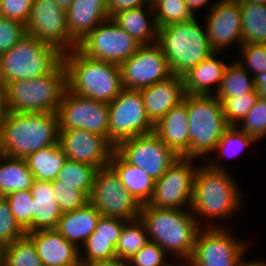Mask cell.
<instances>
[{
    "mask_svg": "<svg viewBox=\"0 0 266 266\" xmlns=\"http://www.w3.org/2000/svg\"><path fill=\"white\" fill-rule=\"evenodd\" d=\"M4 266H43L35 244L27 234L5 246Z\"/></svg>",
    "mask_w": 266,
    "mask_h": 266,
    "instance_id": "cell-37",
    "label": "cell"
},
{
    "mask_svg": "<svg viewBox=\"0 0 266 266\" xmlns=\"http://www.w3.org/2000/svg\"><path fill=\"white\" fill-rule=\"evenodd\" d=\"M194 160L198 159L179 157L155 181L154 192L147 205L166 209H191L194 176L199 166Z\"/></svg>",
    "mask_w": 266,
    "mask_h": 266,
    "instance_id": "cell-12",
    "label": "cell"
},
{
    "mask_svg": "<svg viewBox=\"0 0 266 266\" xmlns=\"http://www.w3.org/2000/svg\"><path fill=\"white\" fill-rule=\"evenodd\" d=\"M123 88L140 90L172 75L161 47L140 45L136 52L120 64Z\"/></svg>",
    "mask_w": 266,
    "mask_h": 266,
    "instance_id": "cell-17",
    "label": "cell"
},
{
    "mask_svg": "<svg viewBox=\"0 0 266 266\" xmlns=\"http://www.w3.org/2000/svg\"><path fill=\"white\" fill-rule=\"evenodd\" d=\"M187 111L190 158L207 160L229 127L222 103L213 95H187Z\"/></svg>",
    "mask_w": 266,
    "mask_h": 266,
    "instance_id": "cell-8",
    "label": "cell"
},
{
    "mask_svg": "<svg viewBox=\"0 0 266 266\" xmlns=\"http://www.w3.org/2000/svg\"><path fill=\"white\" fill-rule=\"evenodd\" d=\"M247 135L257 141L266 137V99L258 97L246 117L237 125Z\"/></svg>",
    "mask_w": 266,
    "mask_h": 266,
    "instance_id": "cell-40",
    "label": "cell"
},
{
    "mask_svg": "<svg viewBox=\"0 0 266 266\" xmlns=\"http://www.w3.org/2000/svg\"><path fill=\"white\" fill-rule=\"evenodd\" d=\"M35 178L25 159L0 154V196L30 190Z\"/></svg>",
    "mask_w": 266,
    "mask_h": 266,
    "instance_id": "cell-29",
    "label": "cell"
},
{
    "mask_svg": "<svg viewBox=\"0 0 266 266\" xmlns=\"http://www.w3.org/2000/svg\"><path fill=\"white\" fill-rule=\"evenodd\" d=\"M139 218L149 241L157 243L172 258L192 257L201 227L191 209H166L142 205Z\"/></svg>",
    "mask_w": 266,
    "mask_h": 266,
    "instance_id": "cell-3",
    "label": "cell"
},
{
    "mask_svg": "<svg viewBox=\"0 0 266 266\" xmlns=\"http://www.w3.org/2000/svg\"><path fill=\"white\" fill-rule=\"evenodd\" d=\"M63 266H83V264H68V265H63Z\"/></svg>",
    "mask_w": 266,
    "mask_h": 266,
    "instance_id": "cell-60",
    "label": "cell"
},
{
    "mask_svg": "<svg viewBox=\"0 0 266 266\" xmlns=\"http://www.w3.org/2000/svg\"><path fill=\"white\" fill-rule=\"evenodd\" d=\"M254 85L258 97L266 99V72L254 76Z\"/></svg>",
    "mask_w": 266,
    "mask_h": 266,
    "instance_id": "cell-50",
    "label": "cell"
},
{
    "mask_svg": "<svg viewBox=\"0 0 266 266\" xmlns=\"http://www.w3.org/2000/svg\"><path fill=\"white\" fill-rule=\"evenodd\" d=\"M242 45L266 44V5L242 3Z\"/></svg>",
    "mask_w": 266,
    "mask_h": 266,
    "instance_id": "cell-32",
    "label": "cell"
},
{
    "mask_svg": "<svg viewBox=\"0 0 266 266\" xmlns=\"http://www.w3.org/2000/svg\"><path fill=\"white\" fill-rule=\"evenodd\" d=\"M63 61V53L26 34L12 49L0 55V87L17 80L51 73Z\"/></svg>",
    "mask_w": 266,
    "mask_h": 266,
    "instance_id": "cell-7",
    "label": "cell"
},
{
    "mask_svg": "<svg viewBox=\"0 0 266 266\" xmlns=\"http://www.w3.org/2000/svg\"><path fill=\"white\" fill-rule=\"evenodd\" d=\"M200 164L194 176L191 211L201 228H224L221 219H230L240 211L244 194L229 170H215L205 162ZM216 218L220 220L217 223ZM203 221L207 224H202Z\"/></svg>",
    "mask_w": 266,
    "mask_h": 266,
    "instance_id": "cell-1",
    "label": "cell"
},
{
    "mask_svg": "<svg viewBox=\"0 0 266 266\" xmlns=\"http://www.w3.org/2000/svg\"><path fill=\"white\" fill-rule=\"evenodd\" d=\"M222 103V109L229 126H237L246 117L258 99L257 92H248L235 97H216Z\"/></svg>",
    "mask_w": 266,
    "mask_h": 266,
    "instance_id": "cell-38",
    "label": "cell"
},
{
    "mask_svg": "<svg viewBox=\"0 0 266 266\" xmlns=\"http://www.w3.org/2000/svg\"><path fill=\"white\" fill-rule=\"evenodd\" d=\"M108 141L115 147L120 141L154 132L147 117L140 90L123 89L110 103Z\"/></svg>",
    "mask_w": 266,
    "mask_h": 266,
    "instance_id": "cell-9",
    "label": "cell"
},
{
    "mask_svg": "<svg viewBox=\"0 0 266 266\" xmlns=\"http://www.w3.org/2000/svg\"><path fill=\"white\" fill-rule=\"evenodd\" d=\"M189 10L192 12L194 16H196L195 12L199 10L200 8L202 9L203 6L204 8L207 4L209 5L210 0H185Z\"/></svg>",
    "mask_w": 266,
    "mask_h": 266,
    "instance_id": "cell-51",
    "label": "cell"
},
{
    "mask_svg": "<svg viewBox=\"0 0 266 266\" xmlns=\"http://www.w3.org/2000/svg\"><path fill=\"white\" fill-rule=\"evenodd\" d=\"M204 17V27L215 52L242 45L240 0H216Z\"/></svg>",
    "mask_w": 266,
    "mask_h": 266,
    "instance_id": "cell-18",
    "label": "cell"
},
{
    "mask_svg": "<svg viewBox=\"0 0 266 266\" xmlns=\"http://www.w3.org/2000/svg\"><path fill=\"white\" fill-rule=\"evenodd\" d=\"M30 190L33 196L32 232L56 229L62 211L53 197L52 181L35 179Z\"/></svg>",
    "mask_w": 266,
    "mask_h": 266,
    "instance_id": "cell-27",
    "label": "cell"
},
{
    "mask_svg": "<svg viewBox=\"0 0 266 266\" xmlns=\"http://www.w3.org/2000/svg\"><path fill=\"white\" fill-rule=\"evenodd\" d=\"M158 28L187 22L194 16L185 0H150Z\"/></svg>",
    "mask_w": 266,
    "mask_h": 266,
    "instance_id": "cell-36",
    "label": "cell"
},
{
    "mask_svg": "<svg viewBox=\"0 0 266 266\" xmlns=\"http://www.w3.org/2000/svg\"><path fill=\"white\" fill-rule=\"evenodd\" d=\"M116 257V247L111 240L87 239L79 249V259L83 266Z\"/></svg>",
    "mask_w": 266,
    "mask_h": 266,
    "instance_id": "cell-41",
    "label": "cell"
},
{
    "mask_svg": "<svg viewBox=\"0 0 266 266\" xmlns=\"http://www.w3.org/2000/svg\"><path fill=\"white\" fill-rule=\"evenodd\" d=\"M96 171L94 166L67 159L55 180L59 185L72 186L90 197Z\"/></svg>",
    "mask_w": 266,
    "mask_h": 266,
    "instance_id": "cell-34",
    "label": "cell"
},
{
    "mask_svg": "<svg viewBox=\"0 0 266 266\" xmlns=\"http://www.w3.org/2000/svg\"><path fill=\"white\" fill-rule=\"evenodd\" d=\"M25 234L12 215L7 200L0 196V242L6 246Z\"/></svg>",
    "mask_w": 266,
    "mask_h": 266,
    "instance_id": "cell-44",
    "label": "cell"
},
{
    "mask_svg": "<svg viewBox=\"0 0 266 266\" xmlns=\"http://www.w3.org/2000/svg\"><path fill=\"white\" fill-rule=\"evenodd\" d=\"M154 133L179 157L190 158L187 95L154 125Z\"/></svg>",
    "mask_w": 266,
    "mask_h": 266,
    "instance_id": "cell-21",
    "label": "cell"
},
{
    "mask_svg": "<svg viewBox=\"0 0 266 266\" xmlns=\"http://www.w3.org/2000/svg\"><path fill=\"white\" fill-rule=\"evenodd\" d=\"M241 58L234 59L253 77L266 72V44H248L239 47Z\"/></svg>",
    "mask_w": 266,
    "mask_h": 266,
    "instance_id": "cell-43",
    "label": "cell"
},
{
    "mask_svg": "<svg viewBox=\"0 0 266 266\" xmlns=\"http://www.w3.org/2000/svg\"><path fill=\"white\" fill-rule=\"evenodd\" d=\"M242 3H253L257 5H266V0H240Z\"/></svg>",
    "mask_w": 266,
    "mask_h": 266,
    "instance_id": "cell-57",
    "label": "cell"
},
{
    "mask_svg": "<svg viewBox=\"0 0 266 266\" xmlns=\"http://www.w3.org/2000/svg\"><path fill=\"white\" fill-rule=\"evenodd\" d=\"M139 46L131 35L108 18L79 42L77 49L88 58L120 65Z\"/></svg>",
    "mask_w": 266,
    "mask_h": 266,
    "instance_id": "cell-13",
    "label": "cell"
},
{
    "mask_svg": "<svg viewBox=\"0 0 266 266\" xmlns=\"http://www.w3.org/2000/svg\"><path fill=\"white\" fill-rule=\"evenodd\" d=\"M26 34L25 24L0 16V55L12 49Z\"/></svg>",
    "mask_w": 266,
    "mask_h": 266,
    "instance_id": "cell-45",
    "label": "cell"
},
{
    "mask_svg": "<svg viewBox=\"0 0 266 266\" xmlns=\"http://www.w3.org/2000/svg\"><path fill=\"white\" fill-rule=\"evenodd\" d=\"M56 2V4L64 9V10H68L73 2V0H54Z\"/></svg>",
    "mask_w": 266,
    "mask_h": 266,
    "instance_id": "cell-56",
    "label": "cell"
},
{
    "mask_svg": "<svg viewBox=\"0 0 266 266\" xmlns=\"http://www.w3.org/2000/svg\"><path fill=\"white\" fill-rule=\"evenodd\" d=\"M112 20L140 45L157 43L158 27L150 1L141 7L117 13Z\"/></svg>",
    "mask_w": 266,
    "mask_h": 266,
    "instance_id": "cell-26",
    "label": "cell"
},
{
    "mask_svg": "<svg viewBox=\"0 0 266 266\" xmlns=\"http://www.w3.org/2000/svg\"><path fill=\"white\" fill-rule=\"evenodd\" d=\"M107 6L108 0H73L66 15L69 36L76 44L108 19Z\"/></svg>",
    "mask_w": 266,
    "mask_h": 266,
    "instance_id": "cell-24",
    "label": "cell"
},
{
    "mask_svg": "<svg viewBox=\"0 0 266 266\" xmlns=\"http://www.w3.org/2000/svg\"><path fill=\"white\" fill-rule=\"evenodd\" d=\"M67 89L84 98L112 102L124 89L120 65L86 57L77 48L63 54Z\"/></svg>",
    "mask_w": 266,
    "mask_h": 266,
    "instance_id": "cell-4",
    "label": "cell"
},
{
    "mask_svg": "<svg viewBox=\"0 0 266 266\" xmlns=\"http://www.w3.org/2000/svg\"><path fill=\"white\" fill-rule=\"evenodd\" d=\"M58 129H82L108 140V103L78 96L68 89L56 112Z\"/></svg>",
    "mask_w": 266,
    "mask_h": 266,
    "instance_id": "cell-14",
    "label": "cell"
},
{
    "mask_svg": "<svg viewBox=\"0 0 266 266\" xmlns=\"http://www.w3.org/2000/svg\"><path fill=\"white\" fill-rule=\"evenodd\" d=\"M109 165L118 174L124 188L141 205L148 204L154 192L155 181L138 166L128 163L115 149L111 155Z\"/></svg>",
    "mask_w": 266,
    "mask_h": 266,
    "instance_id": "cell-28",
    "label": "cell"
},
{
    "mask_svg": "<svg viewBox=\"0 0 266 266\" xmlns=\"http://www.w3.org/2000/svg\"><path fill=\"white\" fill-rule=\"evenodd\" d=\"M25 160L35 179L54 181L67 157L58 142L54 146L31 153Z\"/></svg>",
    "mask_w": 266,
    "mask_h": 266,
    "instance_id": "cell-31",
    "label": "cell"
},
{
    "mask_svg": "<svg viewBox=\"0 0 266 266\" xmlns=\"http://www.w3.org/2000/svg\"><path fill=\"white\" fill-rule=\"evenodd\" d=\"M32 3L33 0H0V16L26 24L31 13Z\"/></svg>",
    "mask_w": 266,
    "mask_h": 266,
    "instance_id": "cell-48",
    "label": "cell"
},
{
    "mask_svg": "<svg viewBox=\"0 0 266 266\" xmlns=\"http://www.w3.org/2000/svg\"><path fill=\"white\" fill-rule=\"evenodd\" d=\"M126 220L101 216L96 224L94 232L87 239L111 240L116 247L123 225Z\"/></svg>",
    "mask_w": 266,
    "mask_h": 266,
    "instance_id": "cell-47",
    "label": "cell"
},
{
    "mask_svg": "<svg viewBox=\"0 0 266 266\" xmlns=\"http://www.w3.org/2000/svg\"><path fill=\"white\" fill-rule=\"evenodd\" d=\"M52 189L62 213L81 208L89 202V197L84 192L72 186L59 185V181H52Z\"/></svg>",
    "mask_w": 266,
    "mask_h": 266,
    "instance_id": "cell-42",
    "label": "cell"
},
{
    "mask_svg": "<svg viewBox=\"0 0 266 266\" xmlns=\"http://www.w3.org/2000/svg\"><path fill=\"white\" fill-rule=\"evenodd\" d=\"M150 0H108V18H112L119 12L141 7Z\"/></svg>",
    "mask_w": 266,
    "mask_h": 266,
    "instance_id": "cell-49",
    "label": "cell"
},
{
    "mask_svg": "<svg viewBox=\"0 0 266 266\" xmlns=\"http://www.w3.org/2000/svg\"><path fill=\"white\" fill-rule=\"evenodd\" d=\"M115 150L154 181L162 177L179 158L154 132L122 140L115 146Z\"/></svg>",
    "mask_w": 266,
    "mask_h": 266,
    "instance_id": "cell-15",
    "label": "cell"
},
{
    "mask_svg": "<svg viewBox=\"0 0 266 266\" xmlns=\"http://www.w3.org/2000/svg\"><path fill=\"white\" fill-rule=\"evenodd\" d=\"M58 142L68 160L97 169L109 165L115 149L105 137L82 129L59 130Z\"/></svg>",
    "mask_w": 266,
    "mask_h": 266,
    "instance_id": "cell-19",
    "label": "cell"
},
{
    "mask_svg": "<svg viewBox=\"0 0 266 266\" xmlns=\"http://www.w3.org/2000/svg\"><path fill=\"white\" fill-rule=\"evenodd\" d=\"M89 202L101 216L130 221L139 218L142 205L124 188L118 174L107 165L97 169Z\"/></svg>",
    "mask_w": 266,
    "mask_h": 266,
    "instance_id": "cell-10",
    "label": "cell"
},
{
    "mask_svg": "<svg viewBox=\"0 0 266 266\" xmlns=\"http://www.w3.org/2000/svg\"><path fill=\"white\" fill-rule=\"evenodd\" d=\"M239 266H266V260L264 261L263 259L261 260H257L254 259V260H245V256L241 259L240 263H239Z\"/></svg>",
    "mask_w": 266,
    "mask_h": 266,
    "instance_id": "cell-54",
    "label": "cell"
},
{
    "mask_svg": "<svg viewBox=\"0 0 266 266\" xmlns=\"http://www.w3.org/2000/svg\"><path fill=\"white\" fill-rule=\"evenodd\" d=\"M4 104L9 112L56 113L67 89V71L63 61L49 74L6 84Z\"/></svg>",
    "mask_w": 266,
    "mask_h": 266,
    "instance_id": "cell-6",
    "label": "cell"
},
{
    "mask_svg": "<svg viewBox=\"0 0 266 266\" xmlns=\"http://www.w3.org/2000/svg\"><path fill=\"white\" fill-rule=\"evenodd\" d=\"M123 266H135L130 261L123 259Z\"/></svg>",
    "mask_w": 266,
    "mask_h": 266,
    "instance_id": "cell-59",
    "label": "cell"
},
{
    "mask_svg": "<svg viewBox=\"0 0 266 266\" xmlns=\"http://www.w3.org/2000/svg\"><path fill=\"white\" fill-rule=\"evenodd\" d=\"M35 244L43 266L82 264L79 248L67 241L56 229L26 233Z\"/></svg>",
    "mask_w": 266,
    "mask_h": 266,
    "instance_id": "cell-22",
    "label": "cell"
},
{
    "mask_svg": "<svg viewBox=\"0 0 266 266\" xmlns=\"http://www.w3.org/2000/svg\"><path fill=\"white\" fill-rule=\"evenodd\" d=\"M146 114L153 125L172 108L183 101V77L172 74L167 79L140 89Z\"/></svg>",
    "mask_w": 266,
    "mask_h": 266,
    "instance_id": "cell-20",
    "label": "cell"
},
{
    "mask_svg": "<svg viewBox=\"0 0 266 266\" xmlns=\"http://www.w3.org/2000/svg\"><path fill=\"white\" fill-rule=\"evenodd\" d=\"M170 259L171 258L169 257V259L161 266H191V262L188 259L185 258H172L171 260Z\"/></svg>",
    "mask_w": 266,
    "mask_h": 266,
    "instance_id": "cell-53",
    "label": "cell"
},
{
    "mask_svg": "<svg viewBox=\"0 0 266 266\" xmlns=\"http://www.w3.org/2000/svg\"><path fill=\"white\" fill-rule=\"evenodd\" d=\"M59 141L56 113L7 111L0 135V154L26 159L39 149Z\"/></svg>",
    "mask_w": 266,
    "mask_h": 266,
    "instance_id": "cell-2",
    "label": "cell"
},
{
    "mask_svg": "<svg viewBox=\"0 0 266 266\" xmlns=\"http://www.w3.org/2000/svg\"><path fill=\"white\" fill-rule=\"evenodd\" d=\"M220 53L221 52H214L210 57L201 61L182 76L186 95L214 96L217 93L225 69L229 64L222 60L223 57H221ZM218 54H220V56H218Z\"/></svg>",
    "mask_w": 266,
    "mask_h": 266,
    "instance_id": "cell-23",
    "label": "cell"
},
{
    "mask_svg": "<svg viewBox=\"0 0 266 266\" xmlns=\"http://www.w3.org/2000/svg\"><path fill=\"white\" fill-rule=\"evenodd\" d=\"M256 92L254 77L238 62L230 61L227 65L219 90L215 97H235Z\"/></svg>",
    "mask_w": 266,
    "mask_h": 266,
    "instance_id": "cell-33",
    "label": "cell"
},
{
    "mask_svg": "<svg viewBox=\"0 0 266 266\" xmlns=\"http://www.w3.org/2000/svg\"><path fill=\"white\" fill-rule=\"evenodd\" d=\"M4 248L5 246L0 242V266L4 265Z\"/></svg>",
    "mask_w": 266,
    "mask_h": 266,
    "instance_id": "cell-58",
    "label": "cell"
},
{
    "mask_svg": "<svg viewBox=\"0 0 266 266\" xmlns=\"http://www.w3.org/2000/svg\"><path fill=\"white\" fill-rule=\"evenodd\" d=\"M200 20L194 17L187 22L158 28L157 44L164 52L172 74L183 76L215 52Z\"/></svg>",
    "mask_w": 266,
    "mask_h": 266,
    "instance_id": "cell-5",
    "label": "cell"
},
{
    "mask_svg": "<svg viewBox=\"0 0 266 266\" xmlns=\"http://www.w3.org/2000/svg\"><path fill=\"white\" fill-rule=\"evenodd\" d=\"M101 213L88 202L81 208L62 213L56 230L77 248L94 232Z\"/></svg>",
    "mask_w": 266,
    "mask_h": 266,
    "instance_id": "cell-25",
    "label": "cell"
},
{
    "mask_svg": "<svg viewBox=\"0 0 266 266\" xmlns=\"http://www.w3.org/2000/svg\"><path fill=\"white\" fill-rule=\"evenodd\" d=\"M88 266H123V259L115 257L108 260L97 261Z\"/></svg>",
    "mask_w": 266,
    "mask_h": 266,
    "instance_id": "cell-52",
    "label": "cell"
},
{
    "mask_svg": "<svg viewBox=\"0 0 266 266\" xmlns=\"http://www.w3.org/2000/svg\"><path fill=\"white\" fill-rule=\"evenodd\" d=\"M167 255L157 243L148 241L128 261L135 266H161L168 260Z\"/></svg>",
    "mask_w": 266,
    "mask_h": 266,
    "instance_id": "cell-46",
    "label": "cell"
},
{
    "mask_svg": "<svg viewBox=\"0 0 266 266\" xmlns=\"http://www.w3.org/2000/svg\"><path fill=\"white\" fill-rule=\"evenodd\" d=\"M6 108L4 104V95H3V89L0 87V135L2 131V124L4 120V116L6 114Z\"/></svg>",
    "mask_w": 266,
    "mask_h": 266,
    "instance_id": "cell-55",
    "label": "cell"
},
{
    "mask_svg": "<svg viewBox=\"0 0 266 266\" xmlns=\"http://www.w3.org/2000/svg\"><path fill=\"white\" fill-rule=\"evenodd\" d=\"M12 215L20 227L26 232H32L33 196L31 190L15 191L5 196Z\"/></svg>",
    "mask_w": 266,
    "mask_h": 266,
    "instance_id": "cell-39",
    "label": "cell"
},
{
    "mask_svg": "<svg viewBox=\"0 0 266 266\" xmlns=\"http://www.w3.org/2000/svg\"><path fill=\"white\" fill-rule=\"evenodd\" d=\"M258 142L253 136L247 135L244 131H242L238 126H229L224 134L222 135L221 139L216 145L215 154L216 158H214L213 153L211 154L210 158L205 160L206 164L215 170H228L225 165L220 162L221 158H235L242 153L246 148L252 146ZM216 159V160H215ZM218 159V160H217Z\"/></svg>",
    "mask_w": 266,
    "mask_h": 266,
    "instance_id": "cell-30",
    "label": "cell"
},
{
    "mask_svg": "<svg viewBox=\"0 0 266 266\" xmlns=\"http://www.w3.org/2000/svg\"><path fill=\"white\" fill-rule=\"evenodd\" d=\"M228 229L201 228L190 258L191 266H239L250 244L237 239Z\"/></svg>",
    "mask_w": 266,
    "mask_h": 266,
    "instance_id": "cell-11",
    "label": "cell"
},
{
    "mask_svg": "<svg viewBox=\"0 0 266 266\" xmlns=\"http://www.w3.org/2000/svg\"><path fill=\"white\" fill-rule=\"evenodd\" d=\"M25 29L28 35L56 47L63 54L77 48L69 36L66 10L54 0H33Z\"/></svg>",
    "mask_w": 266,
    "mask_h": 266,
    "instance_id": "cell-16",
    "label": "cell"
},
{
    "mask_svg": "<svg viewBox=\"0 0 266 266\" xmlns=\"http://www.w3.org/2000/svg\"><path fill=\"white\" fill-rule=\"evenodd\" d=\"M149 241L144 223L140 218L127 221L116 245V257L128 260Z\"/></svg>",
    "mask_w": 266,
    "mask_h": 266,
    "instance_id": "cell-35",
    "label": "cell"
}]
</instances>
